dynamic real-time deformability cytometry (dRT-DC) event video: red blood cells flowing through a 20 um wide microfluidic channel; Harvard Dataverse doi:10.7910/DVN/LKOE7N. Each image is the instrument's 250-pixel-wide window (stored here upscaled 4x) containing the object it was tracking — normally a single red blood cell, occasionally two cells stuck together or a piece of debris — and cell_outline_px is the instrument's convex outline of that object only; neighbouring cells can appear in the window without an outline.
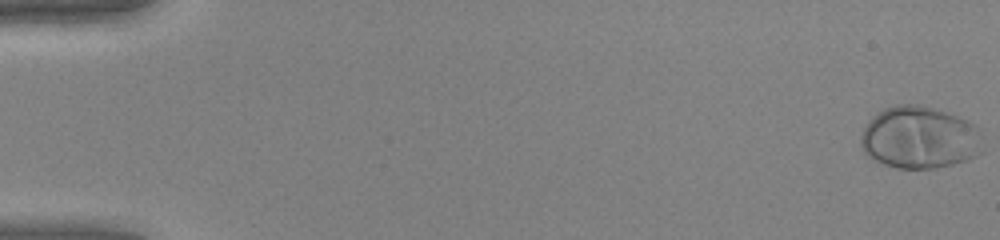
{"species": "human", "species_latin": "Homo sapiens", "temperature_condition": "warm", "stored_images_in_passage": 50, "camera_frame_rate_fps": 3000, "um_per_image_px": 0.085, "donor": {"sex": "female"}, "frame": {"image": 1, "passage_image": 1, "time_ms": 0.0, "image_size_px": [1000, 240], "cell_outline_px": [[984, 152], [968, 160], [936, 168], [896, 168], [880, 164], [864, 152], [860, 144], [860, 136], [868, 120], [872, 116], [884, 108], [896, 104], [920, 104], [936, 108], [968, 120], [980, 128], [984, 148]], "centroid_in_image_um": [78.19, 11.69], "position_along_channel_um": 6.8, "area_um2": 45.14}}
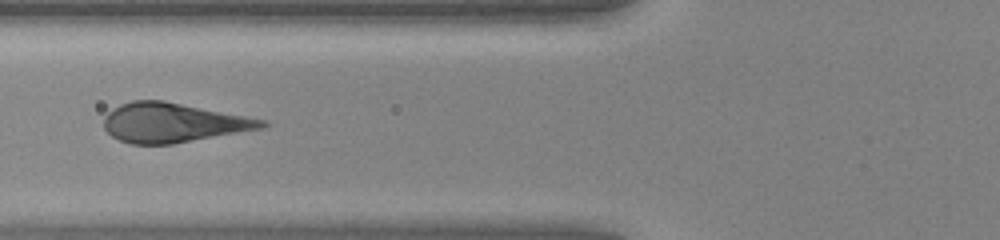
{"frame": {"image": 2, "passage_image": 21, "time_ms": 6.667, "image_size_px": [1000, 240], "cell_outline_px": [[268, 124], [264, 128], [172, 144], [132, 144], [120, 140], [112, 136], [104, 128], [104, 116], [112, 108], [120, 104], [132, 100], [164, 100], [264, 120]], "centroid_in_image_um": [14.66, 10.42], "position_along_channel_um": 111.1, "area_um2": 36.01}}
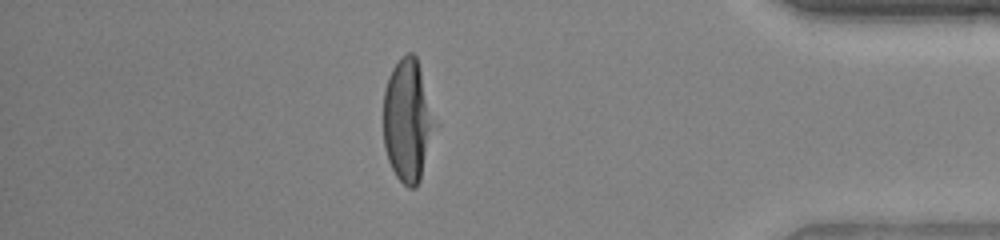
{"frame": {"image": 3, "passage_image": 44, "time_ms": 14.333, "image_size_px": [1000, 240], "cell_outline_px": [[440, 124], [420, 180], [416, 188], [408, 188], [396, 176], [388, 160], [384, 148], [384, 92], [388, 76], [392, 68], [400, 56], [408, 52], [412, 52], [416, 56]], "centroid_in_image_um": [34.72, 10.24], "position_along_channel_um": 400.5, "area_um2": 38.21}}